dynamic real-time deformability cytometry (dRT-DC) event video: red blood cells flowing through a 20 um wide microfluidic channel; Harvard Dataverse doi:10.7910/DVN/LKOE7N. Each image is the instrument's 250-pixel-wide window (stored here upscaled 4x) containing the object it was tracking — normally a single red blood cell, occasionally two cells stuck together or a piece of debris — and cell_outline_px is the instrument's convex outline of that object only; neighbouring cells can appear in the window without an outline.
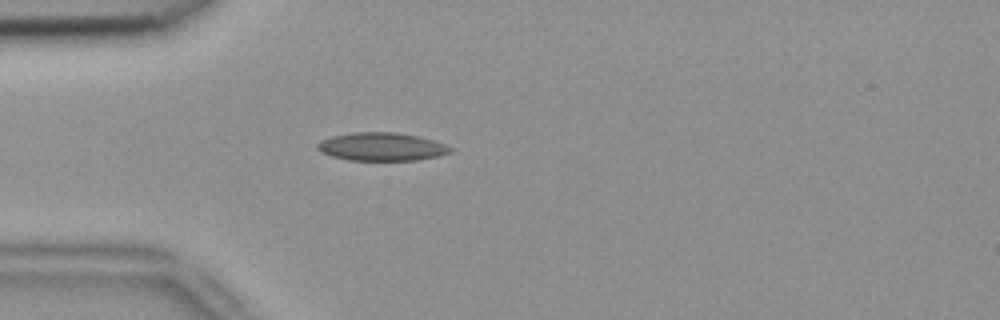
{"species": "common noctule bat (a hibernating species)", "species_latin": "Nyctalus noctula", "temperature_condition": "room temperature", "stored_images_in_passage": 5, "camera_frame_rate_fps": 3000, "um_per_image_px": 0.085, "animal": {"sex": "female", "body_mass_g": 18.4}, "frame": {"image": 1, "passage_image": 5, "time_ms": 1.333, "image_size_px": [1000, 320], "cell_outline_px": [[456, 148], [452, 152], [440, 156], [416, 160], [348, 160], [332, 156], [320, 152], [316, 148], [316, 144], [320, 140], [332, 136], [352, 132], [396, 132], [416, 136], [432, 140]], "centroid_in_image_um": [32.43, 12.47], "position_along_channel_um": 52.6, "area_um2": 21.96}}